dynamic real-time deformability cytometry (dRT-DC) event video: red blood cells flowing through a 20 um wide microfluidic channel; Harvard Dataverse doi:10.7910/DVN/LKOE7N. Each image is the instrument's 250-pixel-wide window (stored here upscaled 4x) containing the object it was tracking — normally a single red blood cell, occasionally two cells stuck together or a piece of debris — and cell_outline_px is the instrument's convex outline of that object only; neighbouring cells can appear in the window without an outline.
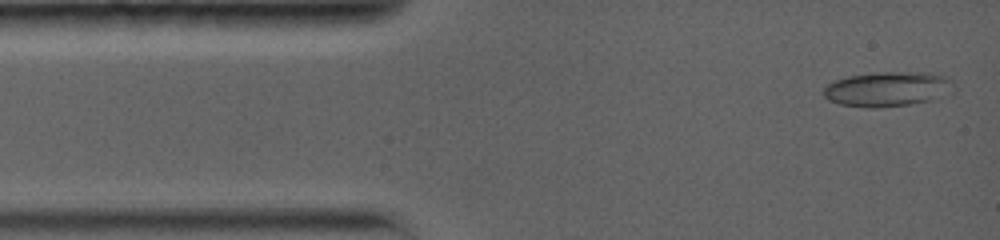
{"species": "common noctule bat (a hibernating species)", "species_latin": "Nyctalus noctula", "temperature_condition": "warm", "stored_images_in_passage": 57, "camera_frame_rate_fps": 5000, "um_per_image_px": 0.085, "animal": {"sex": "female", "body_mass_g": 19.0, "forearm_length_mm": 56.7}, "frame": {"image": 1, "passage_image": 2, "time_ms": 0.2, "image_size_px": [1000, 240], "cell_outline_px": [[952, 80], [932, 100], [912, 104], [876, 108], [868, 108], [840, 104], [828, 100], [824, 96], [824, 88], [828, 84], [836, 80], [848, 76], [880, 72], [928, 72], [948, 76]], "centroid_in_image_um": [75.31, 7.56], "position_along_channel_um": 9.7, "area_um2": 25.66}}
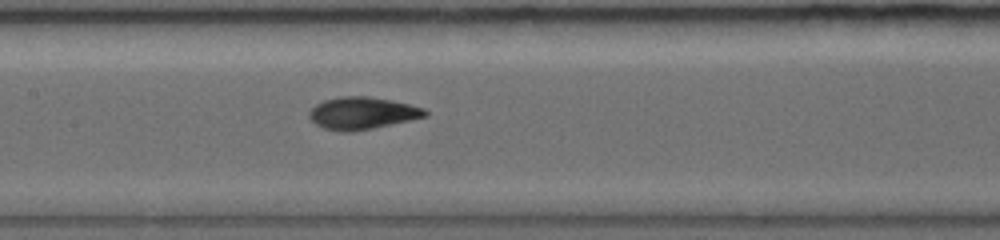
{"frame": {"image": 2, "passage_image": 32, "time_ms": 6.2, "image_size_px": [1000, 240], "cell_outline_px": [[428, 116], [372, 128], [352, 132], [340, 132], [324, 128], [316, 124], [308, 116], [308, 112], [316, 104], [324, 100], [340, 96], [368, 96], [392, 100], [424, 108], [428, 112]], "centroid_in_image_um": [30.77, 9.61], "position_along_channel_um": 176.6, "area_um2": 21.73}}
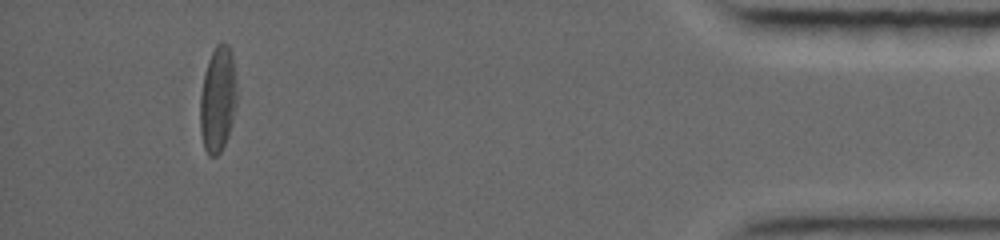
{"frame": {"image": 3, "passage_image": 57, "time_ms": 14.4, "image_size_px": [1000, 240], "cell_outline_px": [[236, 104], [228, 136], [220, 152], [216, 156], [208, 156], [204, 148], [200, 132], [200, 96], [204, 76], [208, 60], [216, 44], [228, 44], [232, 52], [236, 80]], "centroid_in_image_um": [18.51, 8.45], "position_along_channel_um": 416.7, "area_um2": 22.6}, "authors_computed_cell_mechanics": {"area_um2": 21.7906, "velocity_mm_per_s": 3.839, "shape_relaxation_time_tau1_ms": 4.8101, "shape_relaxation_time_tau2_ms": 3.8299, "deformation_change_tau1": 0.1784, "deformation_change_tau2": 0.0888}}